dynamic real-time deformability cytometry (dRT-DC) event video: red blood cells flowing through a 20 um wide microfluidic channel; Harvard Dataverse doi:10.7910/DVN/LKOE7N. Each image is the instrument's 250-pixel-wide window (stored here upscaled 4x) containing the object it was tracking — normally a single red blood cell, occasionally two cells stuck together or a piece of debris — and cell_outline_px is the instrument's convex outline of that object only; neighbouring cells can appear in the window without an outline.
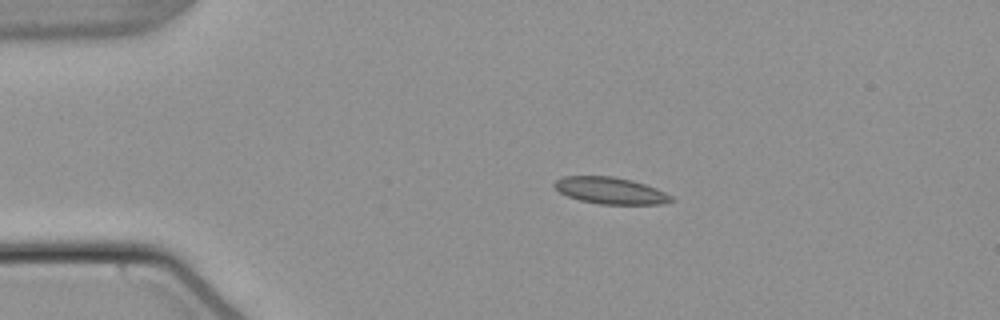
{"species": "common noctule bat (a hibernating species)", "species_latin": "Nyctalus noctula", "temperature_condition": "warm", "stored_images_in_passage": 55, "camera_frame_rate_fps": 3000, "um_per_image_px": 0.085, "animal": {"sex": "male", "body_mass_g": 21.5, "forearm_length_mm": 52.0}, "frame": {"image": 1, "passage_image": 12, "time_ms": 3.667, "image_size_px": [1000, 320], "cell_outline_px": [[676, 200], [660, 204], [600, 204], [580, 200], [568, 196], [560, 192], [552, 184], [556, 180], [564, 176], [612, 176], [632, 180], [656, 188], [672, 196]], "centroid_in_image_um": [51.89, 16.2], "position_along_channel_um": 33.1, "area_um2": 18.09}}
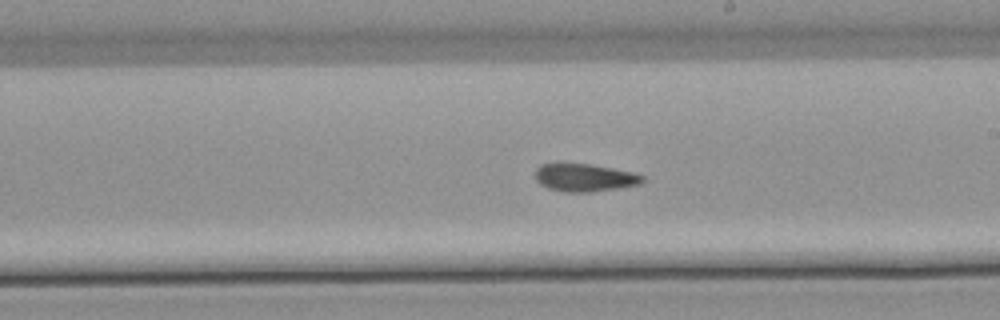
{"frame": {"image": 2, "passage_image": 32, "time_ms": 10.333, "image_size_px": [1000, 320], "cell_outline_px": [[644, 180], [640, 184], [592, 192], [564, 192], [548, 188], [540, 184], [536, 180], [536, 168], [540, 164], [556, 160], [592, 164], [632, 172], [644, 176]], "centroid_in_image_um": [49.61, 15.05], "position_along_channel_um": 239.4, "area_um2": 17.98}}
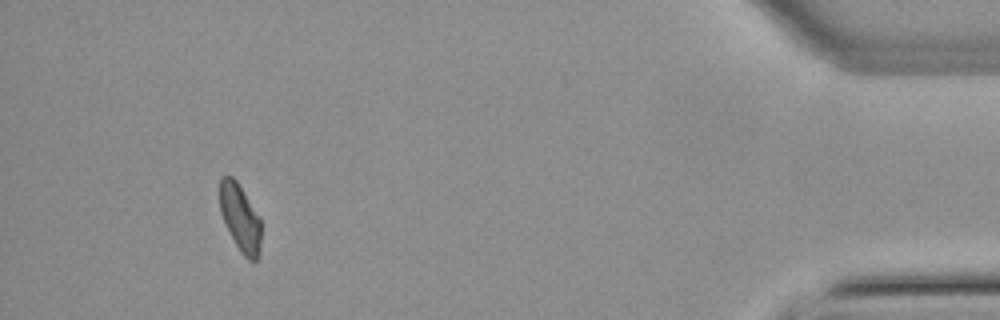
{"frame": {"image": 3, "passage_image": 51, "time_ms": 16.667, "image_size_px": [1000, 320], "cell_outline_px": [[260, 252], [256, 260], [248, 260], [240, 252], [220, 212], [220, 176], [232, 176], [236, 180], [260, 216]], "centroid_in_image_um": [20.42, 18.5], "position_along_channel_um": 414.8, "area_um2": 16.01}, "authors_computed_cell_mechanics": {"area_um2": 17.629, "velocity_mm_per_s": 3.8309, "shape_relaxation_time_tau1_ms": null, "shape_relaxation_time_tau2_ms": 3.9759, "deformation_change_tau1": null, "deformation_change_tau2": 0.1048}}